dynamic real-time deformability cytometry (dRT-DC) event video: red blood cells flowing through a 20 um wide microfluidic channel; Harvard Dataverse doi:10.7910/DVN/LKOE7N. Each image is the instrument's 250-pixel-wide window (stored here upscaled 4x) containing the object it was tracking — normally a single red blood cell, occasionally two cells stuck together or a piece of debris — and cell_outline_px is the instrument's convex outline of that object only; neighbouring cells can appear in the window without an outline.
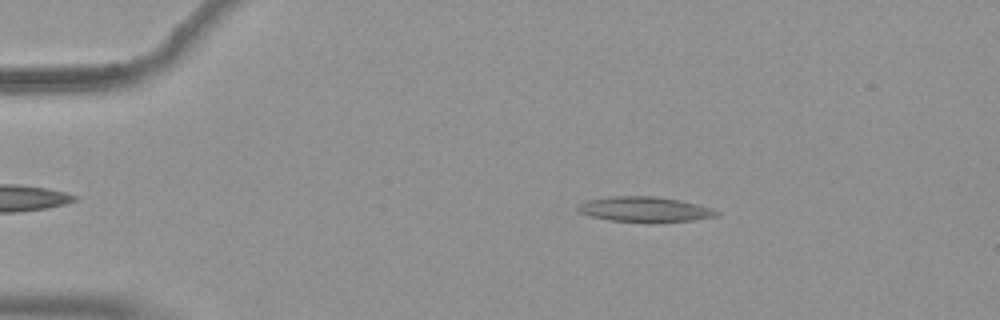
{"species": "common noctule bat (a hibernating species)", "species_latin": "Nyctalus noctula", "temperature_condition": "warm", "stored_images_in_passage": 47, "camera_frame_rate_fps": 3000, "um_per_image_px": 0.085, "animal": {"sex": "female", "body_mass_g": 19.9}, "frame": {"image": 1, "passage_image": 2, "time_ms": 0.333, "image_size_px": [1000, 320], "cell_outline_px": [[720, 212], [716, 216], [696, 220], [656, 224], [648, 224], [612, 220], [588, 216], [580, 212], [576, 208], [580, 204], [588, 200], [612, 196], [656, 196], [680, 200], [712, 208]], "centroid_in_image_um": [54.84, 17.82], "position_along_channel_um": 30.2, "area_um2": 20.87}}
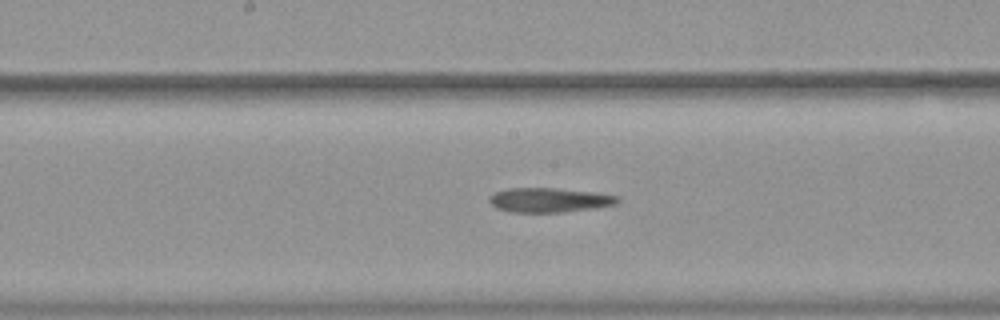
{"frame": {"image": 2, "passage_image": 21, "time_ms": 6.667, "image_size_px": [1000, 320], "cell_outline_px": [[620, 200], [616, 204], [592, 208], [564, 212], [508, 212], [496, 208], [488, 200], [488, 196], [496, 192], [508, 188], [556, 188], [596, 192], [620, 196]], "centroid_in_image_um": [46.68, 17.0], "position_along_channel_um": 201.5, "area_um2": 18.38}}
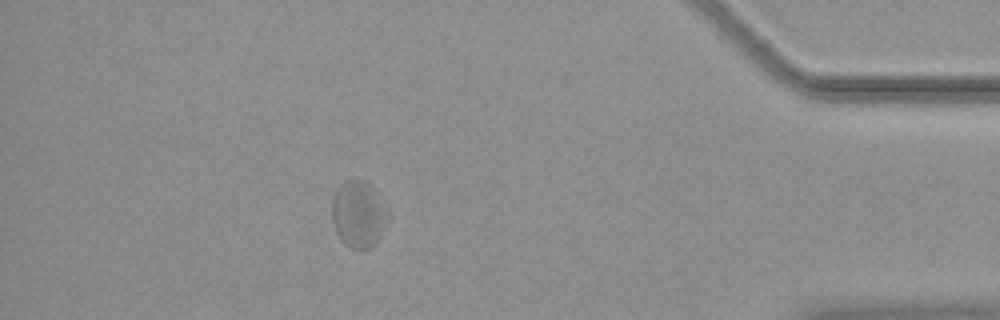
{"frame": {"image": 3, "passage_image": 41, "time_ms": 13.333, "image_size_px": [1000, 320], "cell_outline_px": [[388, 220], [380, 236], [372, 248], [364, 252], [356, 252], [344, 244], [336, 232], [332, 220], [332, 200], [340, 184], [344, 180], [352, 176], [356, 176], [364, 180], [376, 188], [388, 212]], "centroid_in_image_um": [30.48, 18.2], "position_along_channel_um": 404.7, "area_um2": 22.66}, "authors_computed_cell_mechanics": {"area_um2": 19.941, "velocity_mm_per_s": 3.6733, "shape_relaxation_time_tau1_ms": null, "shape_relaxation_time_tau2_ms": 6.9351, "deformation_change_tau1": null, "deformation_change_tau2": 0.1447}}